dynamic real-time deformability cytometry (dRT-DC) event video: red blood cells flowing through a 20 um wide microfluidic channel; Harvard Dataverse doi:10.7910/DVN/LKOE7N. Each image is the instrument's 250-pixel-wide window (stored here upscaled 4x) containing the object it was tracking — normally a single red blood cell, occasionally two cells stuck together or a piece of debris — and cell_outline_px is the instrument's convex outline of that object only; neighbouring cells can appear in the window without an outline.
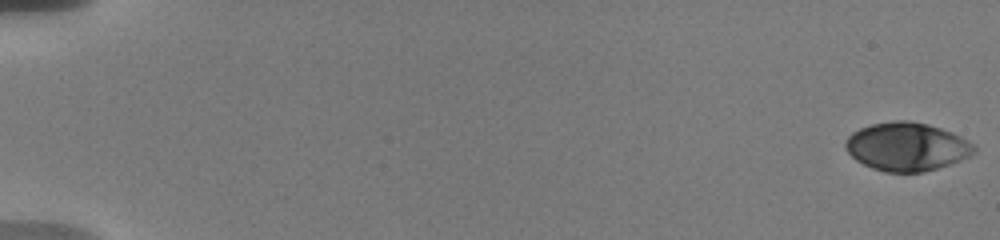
{"species": "human", "species_latin": "Homo sapiens", "temperature_condition": "warm", "stored_images_in_passage": 29, "camera_frame_rate_fps": 3000, "um_per_image_px": 0.085, "donor": {"sex": "male"}, "frame": {"image": 1, "passage_image": 1, "time_ms": 0.0, "image_size_px": [1000, 240], "cell_outline_px": [[976, 152], [960, 160], [924, 172], [884, 172], [872, 168], [856, 160], [844, 148], [844, 140], [852, 132], [860, 128], [872, 124], [896, 120], [908, 120], [928, 124], [952, 132], [976, 144]], "centroid_in_image_um": [77.07, 12.46], "position_along_channel_um": 7.9, "area_um2": 36.36}}
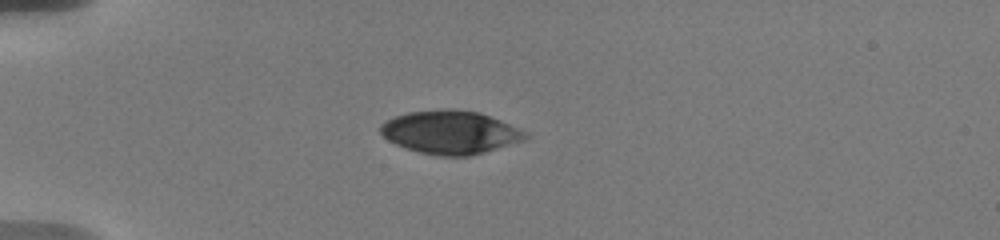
{"frame": {"image": 2, "passage_image": 21, "time_ms": 5.333, "image_size_px": [1000, 240], "cell_outline_px": [[528, 136], [524, 140], [472, 156], [440, 156], [420, 152], [396, 144], [388, 140], [380, 132], [380, 124], [396, 116], [408, 112], [444, 108], [452, 108], [480, 112], [500, 120], [524, 132]], "centroid_in_image_um": [38.26, 11.23], "position_along_channel_um": 46.7, "area_um2": 36.3}}
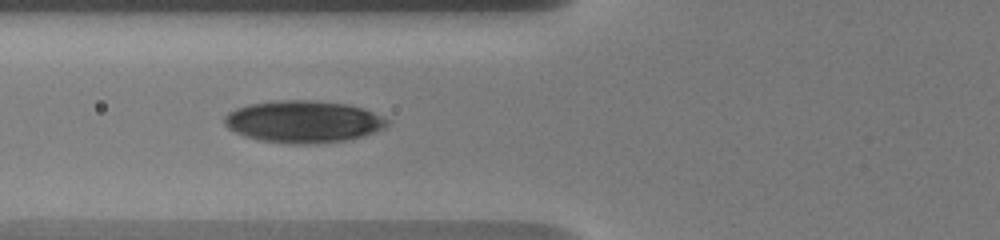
{"frame": {"image": 3, "passage_image": 28, "time_ms": 7.667, "image_size_px": [1000, 240], "cell_outline_px": [[392, 120], [384, 128], [364, 136], [348, 140], [316, 144], [288, 144], [260, 140], [244, 136], [228, 128], [224, 124], [224, 116], [228, 112], [236, 108], [248, 104], [276, 100], [316, 100], [348, 104], [364, 108]], "centroid_in_image_um": [25.81, 10.34], "position_along_channel_um": 100.0, "area_um2": 40.46}}